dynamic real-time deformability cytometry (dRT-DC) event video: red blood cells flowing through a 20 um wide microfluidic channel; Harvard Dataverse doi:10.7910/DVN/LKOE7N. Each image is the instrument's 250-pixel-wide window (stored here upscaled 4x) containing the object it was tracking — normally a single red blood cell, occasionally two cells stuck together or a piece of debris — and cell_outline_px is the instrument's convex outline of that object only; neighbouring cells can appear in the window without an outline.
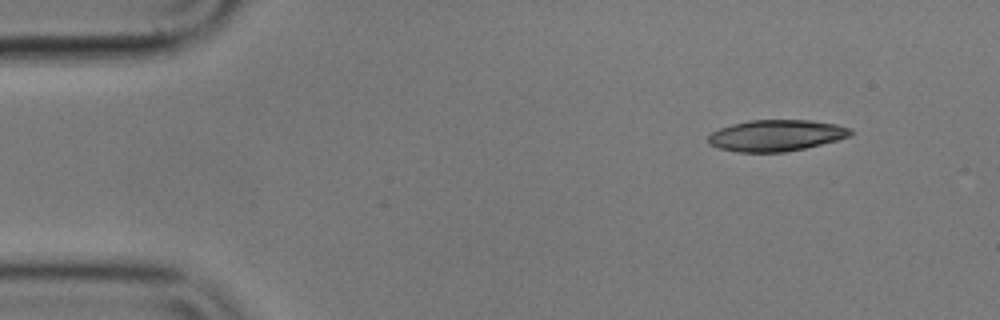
{"species": "common noctule bat (a hibernating species)", "species_latin": "Nyctalus noctula", "temperature_condition": "cold", "stored_images_in_passage": 50, "camera_frame_rate_fps": 3000, "um_per_image_px": 0.085, "animal": {"sex": "male", "body_mass_g": 17.9}, "frame": {"image": 1, "passage_image": 1, "time_ms": 0.0, "image_size_px": [1000, 320], "cell_outline_px": [[852, 136], [804, 148], [784, 152], [736, 152], [720, 148], [708, 144], [708, 136], [712, 132], [720, 128], [732, 124], [752, 120], [812, 120], [836, 124], [852, 128]], "centroid_in_image_um": [65.98, 11.51], "position_along_channel_um": 19.0, "area_um2": 25.95}}
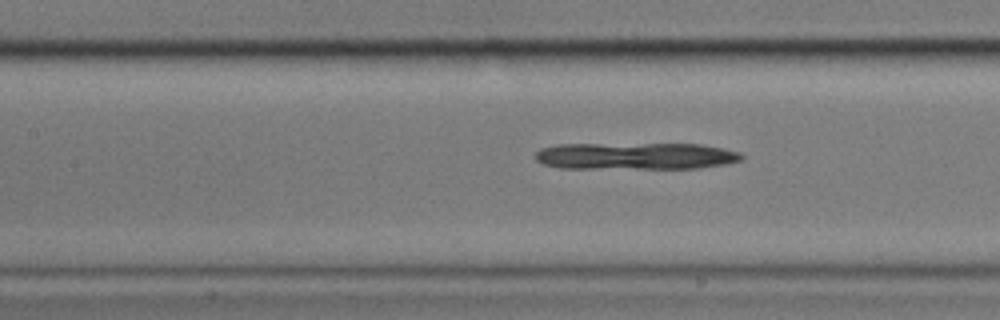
{"frame": {"image": 2, "passage_image": 19, "time_ms": 6.0, "image_size_px": [1000, 320], "cell_outline_px": [[744, 156], [740, 160], [728, 164], [700, 168], [560, 168], [544, 164], [536, 160], [536, 152], [540, 148], [556, 144], [700, 144], [740, 152]], "centroid_in_image_um": [54.02, 13.26], "position_along_channel_um": 153.4, "area_um2": 32.43}}